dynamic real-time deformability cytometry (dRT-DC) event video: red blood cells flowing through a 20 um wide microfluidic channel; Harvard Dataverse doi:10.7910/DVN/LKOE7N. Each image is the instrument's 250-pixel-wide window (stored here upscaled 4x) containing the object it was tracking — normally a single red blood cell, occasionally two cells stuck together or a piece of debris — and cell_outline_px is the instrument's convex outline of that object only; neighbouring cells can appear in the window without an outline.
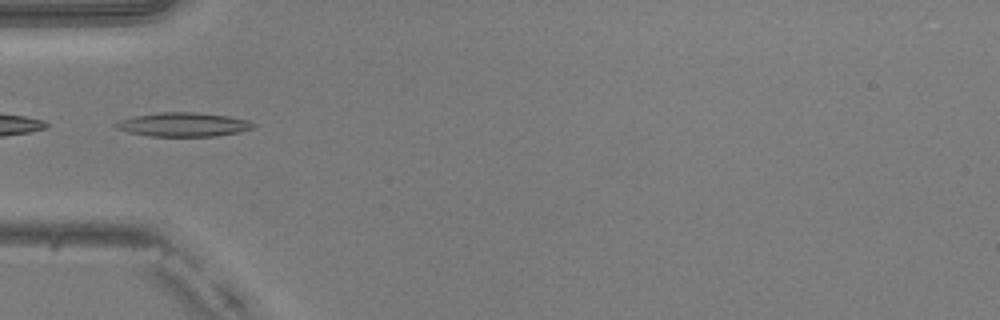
{"species": "common noctule bat (a hibernating species)", "species_latin": "Nyctalus noctula", "temperature_condition": "warm", "stored_images_in_passage": 38, "camera_frame_rate_fps": 3000, "um_per_image_px": 0.085, "animal": {"sex": "male", "body_mass_g": 20.5, "forearm_length_mm": 52.5}, "frame": {"image": 1, "passage_image": 6, "time_ms": 1.667, "image_size_px": [1000, 320], "cell_outline_px": [[256, 128], [240, 132], [216, 136], [152, 136], [128, 132], [120, 128], [116, 124], [120, 120], [132, 116], [160, 112], [196, 112], [228, 116], [248, 120], [256, 124]], "centroid_in_image_um": [15.67, 10.58], "position_along_channel_um": 69.3, "area_um2": 19.13}}
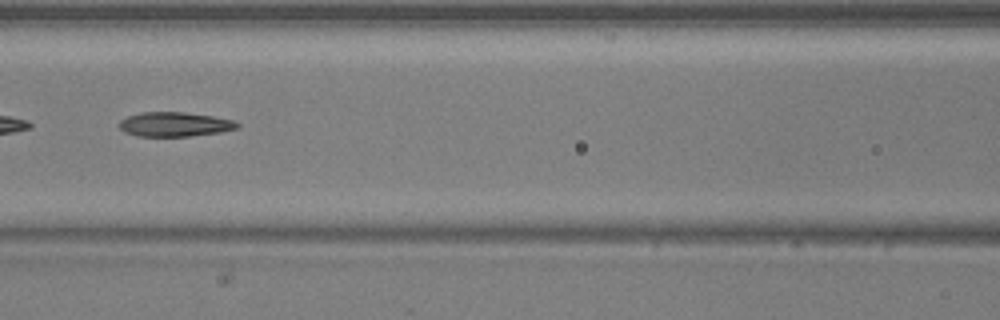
{"frame": {"image": 2, "passage_image": 12, "time_ms": 3.667, "image_size_px": [1000, 320], "cell_outline_px": [[240, 128], [220, 132], [188, 136], [136, 136], [124, 132], [120, 128], [120, 120], [128, 116], [140, 112], [184, 112], [212, 116], [232, 120], [240, 124]], "centroid_in_image_um": [14.84, 10.57], "position_along_channel_um": 151.8, "area_um2": 16.76}}
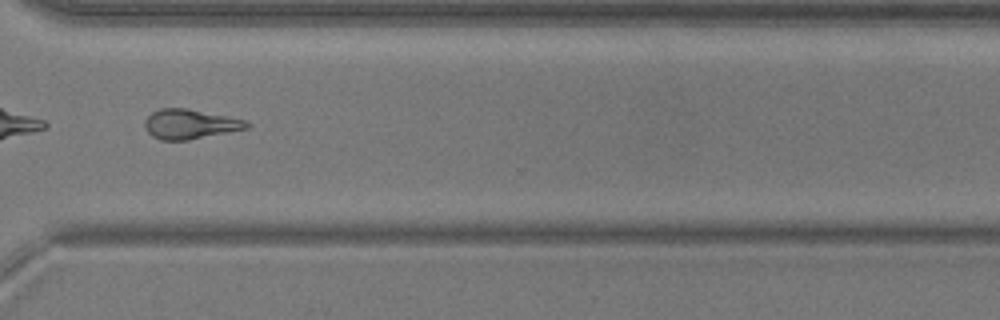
{"frame": {"image": 3, "passage_image": 27, "time_ms": 8.667, "image_size_px": [1000, 320], "cell_outline_px": [[252, 124], [248, 128], [188, 140], [160, 140], [152, 136], [148, 132], [144, 124], [144, 120], [152, 112], [160, 108], [188, 108], [248, 120]], "centroid_in_image_um": [16.17, 10.54], "position_along_channel_um": 354.4, "area_um2": 17.74}, "authors_computed_cell_mechanics": {"area_um2": 17.6579, "velocity_mm_per_s": 4.0621, "shape_relaxation_time_tau1_ms": null, "shape_relaxation_time_tau2_ms": 5.9797, "deformation_change_tau1": null, "deformation_change_tau2": 0.1616}}